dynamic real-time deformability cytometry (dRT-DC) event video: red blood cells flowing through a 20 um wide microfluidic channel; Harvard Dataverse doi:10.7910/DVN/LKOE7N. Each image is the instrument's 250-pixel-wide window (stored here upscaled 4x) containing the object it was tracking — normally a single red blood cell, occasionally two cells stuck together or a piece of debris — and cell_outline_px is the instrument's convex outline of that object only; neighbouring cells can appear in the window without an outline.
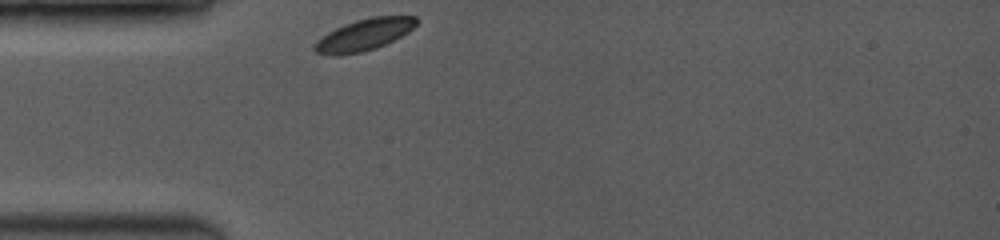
{"species": "common noctule bat (a hibernating species)", "species_latin": "Nyctalus noctula", "temperature_condition": "room temperature", "stored_images_in_passage": 69, "camera_frame_rate_fps": 3500, "um_per_image_px": 0.085, "animal": {"sex": "female", "body_mass_g": 19.0, "forearm_length_mm": 53.3}, "frame": {"image": 1, "passage_image": 1, "time_ms": 0.0, "image_size_px": [1000, 240], "cell_outline_px": [[416, 24], [408, 32], [376, 48], [360, 52], [340, 56], [332, 56], [316, 52], [312, 48], [316, 40], [328, 32], [344, 24], [356, 20], [372, 16], [416, 16]], "centroid_in_image_um": [30.89, 2.96], "position_along_channel_um": 54.1, "area_um2": 18.67}}
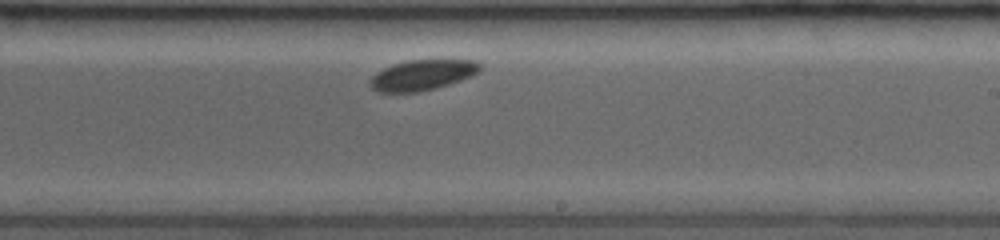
{"frame": {"image": 2, "passage_image": 35, "time_ms": 5.429, "image_size_px": [1000, 240], "cell_outline_px": [[484, 64], [472, 76], [436, 88], [416, 92], [380, 92], [372, 88], [368, 84], [372, 76], [376, 72], [392, 64], [408, 60], [476, 60]], "centroid_in_image_um": [35.89, 6.37], "position_along_channel_um": 253.1, "area_um2": 19.48}}
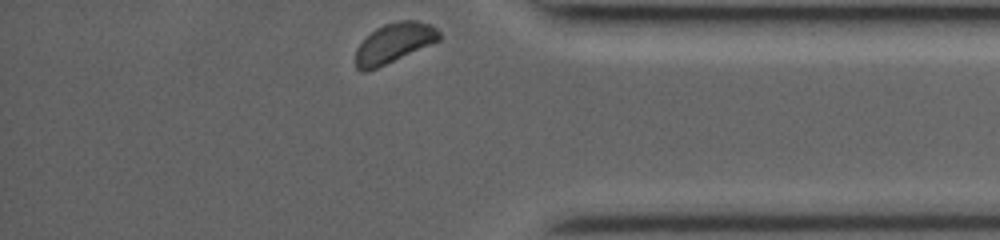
{"frame": {"image": 3, "passage_image": 68, "time_ms": 9.429, "image_size_px": [1000, 240], "cell_outline_px": [[440, 40], [376, 68], [364, 72], [360, 72], [356, 68], [356, 48], [376, 28], [384, 24], [400, 20], [416, 20], [432, 24], [440, 32]], "centroid_in_image_um": [33.5, 3.64], "position_along_channel_um": 401.7, "area_um2": 19.13}, "authors_computed_cell_mechanics": {"area_um2": 19.652, "velocity_mm_per_s": 3.8238, "shape_relaxation_time_tau1_ms": 0.9661, "shape_relaxation_time_tau2_ms": null, "deformation_change_tau1": 0.0509, "deformation_change_tau2": null}}